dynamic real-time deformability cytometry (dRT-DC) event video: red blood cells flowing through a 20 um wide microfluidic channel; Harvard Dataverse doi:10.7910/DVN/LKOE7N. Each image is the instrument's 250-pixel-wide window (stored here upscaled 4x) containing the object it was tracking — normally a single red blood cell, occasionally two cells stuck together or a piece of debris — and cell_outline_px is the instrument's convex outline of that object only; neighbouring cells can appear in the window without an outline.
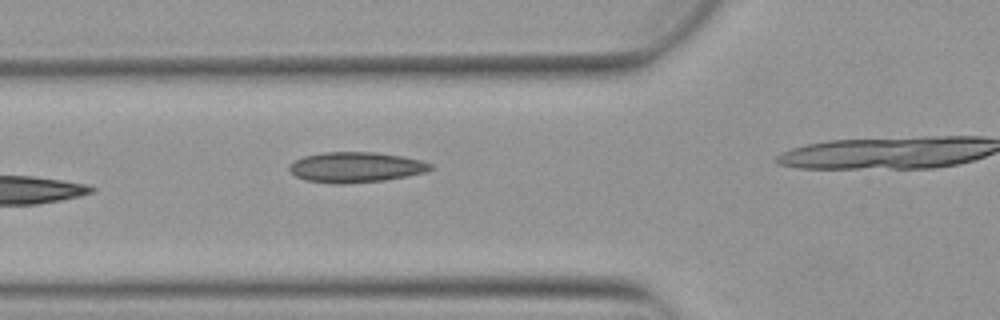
{"species": "Egyptian fruit bat (a non-hibernating species)", "species_latin": "Rousettus aegyptiacus", "temperature_condition": "warm", "stored_images_in_passage": 7, "camera_frame_rate_fps": 3000, "um_per_image_px": 0.085, "animal": {"sex": "female"}, "frame": {"image": 1, "passage_image": 6, "time_ms": 1.667, "image_size_px": [1000, 320], "cell_outline_px": [[432, 168], [424, 172], [408, 176], [384, 180], [344, 184], [332, 184], [304, 180], [296, 176], [288, 168], [288, 164], [304, 156], [324, 152], [376, 152], [404, 156], [420, 160], [432, 164]], "centroid_in_image_um": [30.22, 14.21], "position_along_channel_um": 95.6, "area_um2": 25.09}}